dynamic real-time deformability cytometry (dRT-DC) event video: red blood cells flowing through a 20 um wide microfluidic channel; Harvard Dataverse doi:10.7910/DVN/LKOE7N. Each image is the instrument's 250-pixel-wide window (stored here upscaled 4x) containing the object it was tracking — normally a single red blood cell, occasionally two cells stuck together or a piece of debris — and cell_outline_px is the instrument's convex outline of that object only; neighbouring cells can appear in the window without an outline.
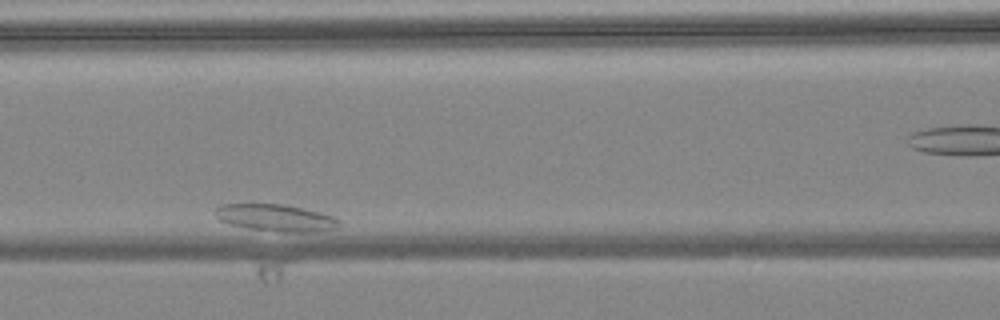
{"species": "common noctule bat (a hibernating species)", "species_latin": "Nyctalus noctula", "temperature_condition": "warm", "stored_images_in_passage": 10, "camera_frame_rate_fps": 3000, "um_per_image_px": 0.085, "animal": {"sex": "female", "body_mass_g": 24.6, "forearm_length_mm": 56.2}, "frame": {"image": 1, "passage_image": 5, "time_ms": 1.333, "image_size_px": [1000, 320], "cell_outline_px": [[340, 224], [332, 228], [316, 232], [280, 232], [248, 228], [228, 224], [220, 220], [216, 216], [216, 208], [220, 204], [284, 204], [320, 212], [332, 216], [340, 220]], "centroid_in_image_um": [23.42, 18.51], "position_along_channel_um": 143.2, "area_um2": 19.42}}
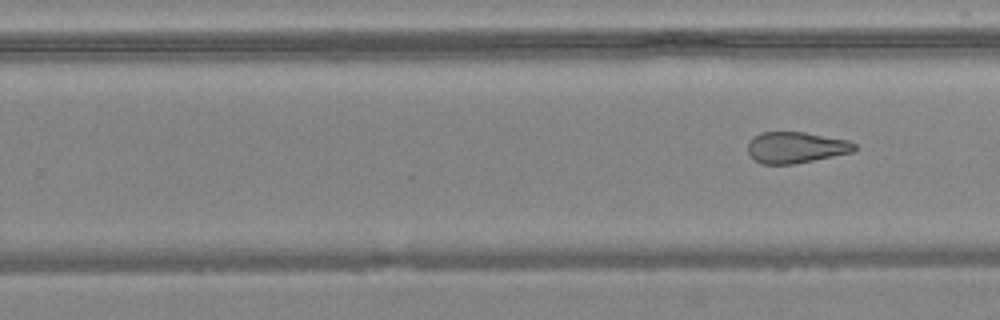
{"frame": {"image": 2, "passage_image": 10, "time_ms": 3.0, "image_size_px": [1000, 320], "cell_outline_px": [[856, 148], [852, 152], [792, 164], [760, 164], [752, 160], [748, 156], [748, 144], [760, 132], [804, 132], [848, 140], [856, 144]], "centroid_in_image_um": [67.61, 12.54], "position_along_channel_um": 262.2, "area_um2": 19.31}}